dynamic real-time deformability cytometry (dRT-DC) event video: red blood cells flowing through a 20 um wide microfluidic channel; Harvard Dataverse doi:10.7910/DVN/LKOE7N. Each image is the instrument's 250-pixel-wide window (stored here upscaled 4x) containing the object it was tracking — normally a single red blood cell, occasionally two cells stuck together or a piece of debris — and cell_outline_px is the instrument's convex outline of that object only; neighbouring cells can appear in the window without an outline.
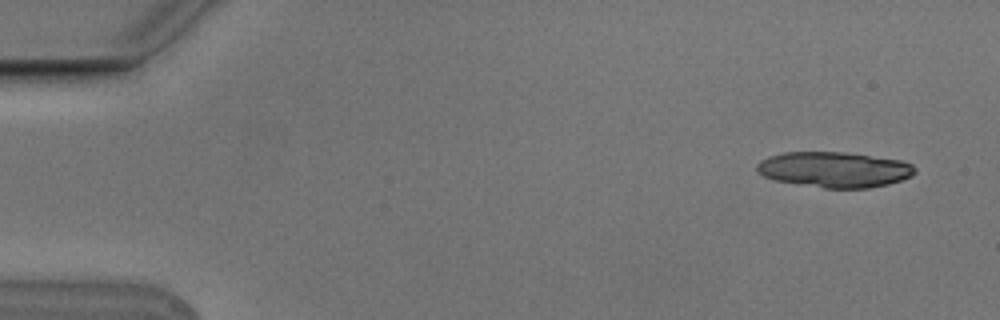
{"species": "Egyptian fruit bat (a non-hibernating species)", "species_latin": "Rousettus aegyptiacus", "temperature_condition": "cold", "stored_images_in_passage": 8, "camera_frame_rate_fps": 3000, "um_per_image_px": 0.085, "animal": {"sex": "male"}, "frame": {"image": 1, "passage_image": 1, "time_ms": 0.0, "image_size_px": [1000, 320], "cell_outline_px": [[916, 172], [912, 176], [888, 184], [868, 188], [824, 188], [772, 180], [764, 176], [756, 168], [756, 164], [760, 160], [768, 156], [784, 152], [844, 152], [900, 160], [912, 164], [916, 168]], "centroid_in_image_um": [70.9, 14.41], "position_along_channel_um": 14.1, "area_um2": 32.77}}
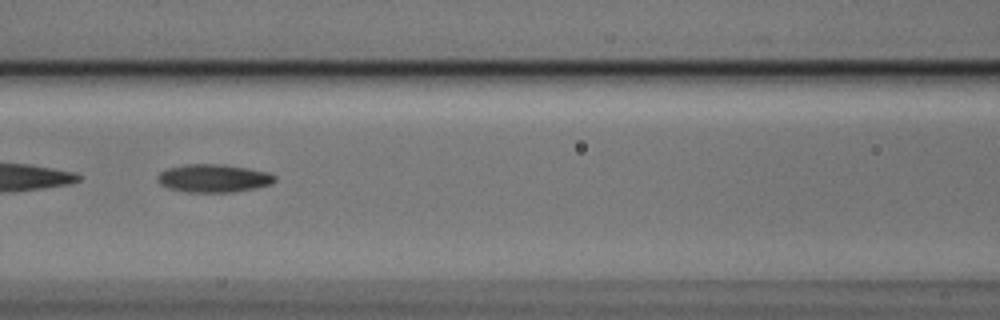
{"frame": {"image": 2, "passage_image": 7, "time_ms": 2.0, "image_size_px": [1000, 320], "cell_outline_px": [[276, 180], [272, 184], [256, 188], [232, 192], [188, 192], [168, 188], [160, 184], [156, 180], [156, 176], [160, 172], [168, 168], [184, 164], [224, 164], [248, 168], [268, 172], [276, 176]], "centroid_in_image_um": [18.15, 15.15], "position_along_channel_um": 148.5, "area_um2": 19.36}}
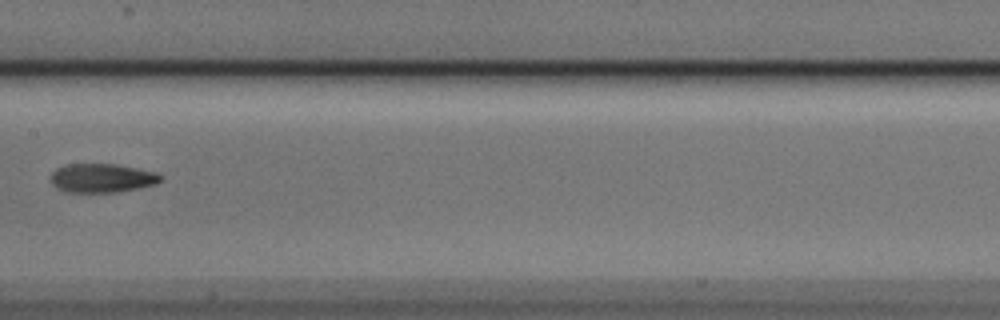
{"frame": {"image": 3, "passage_image": 8, "time_ms": 2.333, "image_size_px": [1000, 320], "cell_outline_px": [[164, 180], [156, 184], [140, 188], [120, 192], [64, 192], [56, 188], [48, 180], [48, 176], [56, 168], [64, 164], [116, 164], [156, 172], [164, 176]], "centroid_in_image_um": [8.65, 15.14], "position_along_channel_um": 198.8, "area_um2": 19.02}}